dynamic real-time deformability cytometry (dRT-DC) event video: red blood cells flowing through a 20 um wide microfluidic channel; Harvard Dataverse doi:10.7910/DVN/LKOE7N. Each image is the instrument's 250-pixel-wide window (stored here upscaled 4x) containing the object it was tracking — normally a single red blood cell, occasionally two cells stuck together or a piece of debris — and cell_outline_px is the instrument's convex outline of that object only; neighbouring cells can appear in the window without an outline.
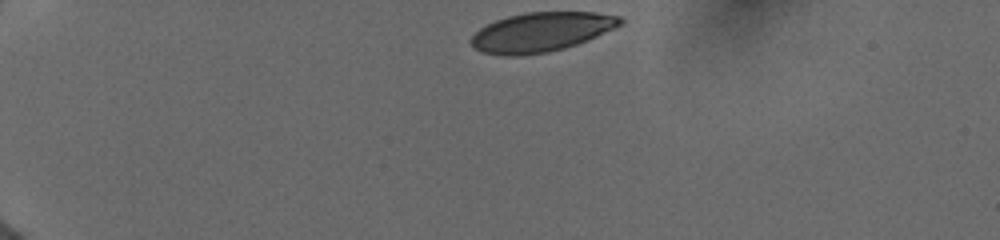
{"species": "human", "species_latin": "Homo sapiens", "temperature_condition": "cold", "stored_images_in_passage": 14, "camera_frame_rate_fps": 3000, "um_per_image_px": 0.085, "donor": {"sex": "female"}, "frame": {"image": 1, "passage_image": 1, "time_ms": 0.0, "image_size_px": [1000, 240], "cell_outline_px": [[624, 24], [588, 40], [564, 48], [548, 52], [520, 56], [504, 56], [480, 52], [468, 40], [480, 28], [496, 20], [508, 16], [524, 12], [596, 12], [620, 16], [624, 20]], "centroid_in_image_um": [46.02, 2.72], "position_along_channel_um": 39.0, "area_um2": 34.39}}
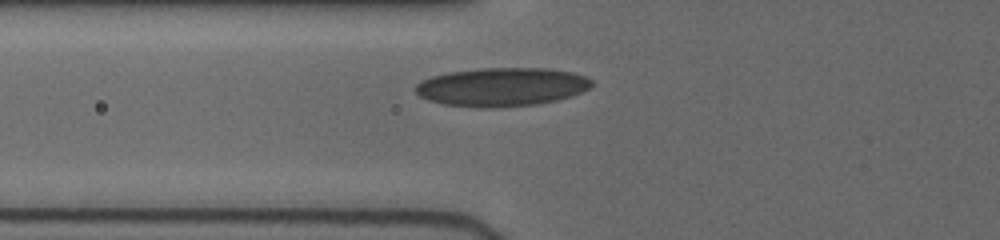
{"frame": {"image": 2, "passage_image": 10, "time_ms": 3.0, "image_size_px": [1000, 240], "cell_outline_px": [[592, 84], [588, 88], [572, 96], [556, 100], [536, 104], [496, 108], [480, 108], [444, 104], [428, 100], [420, 96], [412, 88], [420, 80], [432, 76], [448, 72], [480, 68], [548, 68], [572, 72], [584, 76], [592, 80]], "centroid_in_image_um": [42.6, 7.39], "position_along_channel_um": 83.2, "area_um2": 39.82}}
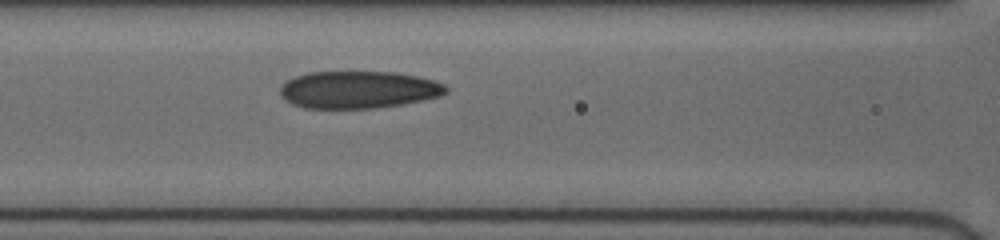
{"frame": {"image": 3, "passage_image": 14, "time_ms": 4.333, "image_size_px": [1000, 240], "cell_outline_px": [[448, 92], [440, 96], [400, 104], [376, 108], [304, 108], [292, 104], [284, 100], [280, 96], [280, 88], [288, 80], [296, 76], [308, 72], [396, 72], [416, 76], [432, 80], [444, 84], [448, 88]], "centroid_in_image_um": [30.44, 7.62], "position_along_channel_um": 136.2, "area_um2": 35.95}}